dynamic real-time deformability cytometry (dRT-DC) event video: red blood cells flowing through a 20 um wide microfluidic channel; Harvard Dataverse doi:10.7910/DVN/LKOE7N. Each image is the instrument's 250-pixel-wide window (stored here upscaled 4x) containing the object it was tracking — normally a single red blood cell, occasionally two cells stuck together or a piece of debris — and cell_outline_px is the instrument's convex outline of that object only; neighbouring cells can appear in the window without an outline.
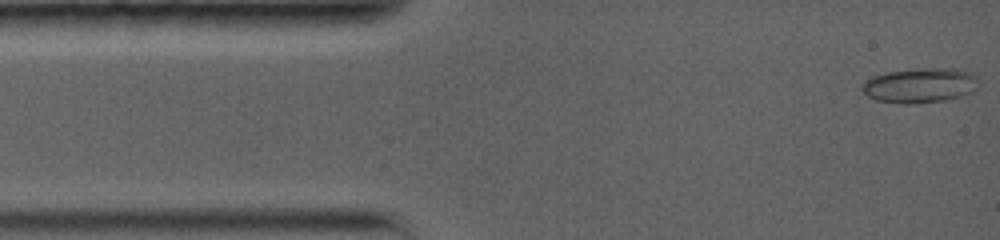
{"species": "common noctule bat (a hibernating species)", "species_latin": "Nyctalus noctula", "temperature_condition": "warm", "stored_images_in_passage": 6, "camera_frame_rate_fps": 5000, "um_per_image_px": 0.085, "animal": {"sex": "female", "body_mass_g": 19.0, "forearm_length_mm": 56.7}, "frame": {"image": 1, "passage_image": 1, "time_ms": 0.0, "image_size_px": [1000, 240], "cell_outline_px": [[976, 76], [952, 96], [940, 100], [876, 100], [868, 96], [860, 88], [860, 84], [864, 80], [872, 76], [884, 72], [916, 68], [956, 68], [972, 72]], "centroid_in_image_um": [77.91, 7.14], "position_along_channel_um": 7.1, "area_um2": 21.27}}
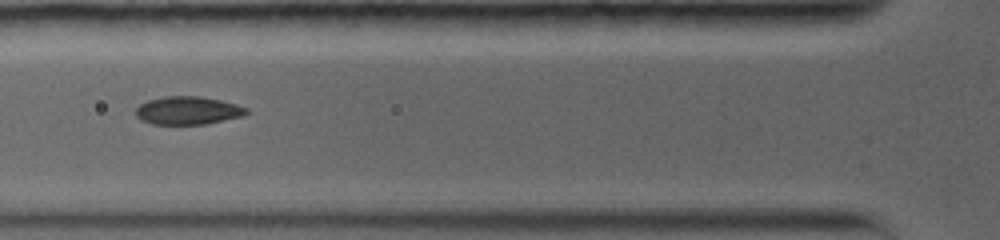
{"frame": {"image": 2, "passage_image": 5, "time_ms": 4.6, "image_size_px": [1000, 240], "cell_outline_px": [[248, 112], [244, 116], [208, 124], [152, 124], [140, 120], [136, 116], [136, 108], [140, 104], [148, 100], [164, 96], [200, 96], [220, 100], [236, 104], [248, 108]], "centroid_in_image_um": [15.98, 9.4], "position_along_channel_um": 109.8, "area_um2": 18.26}}
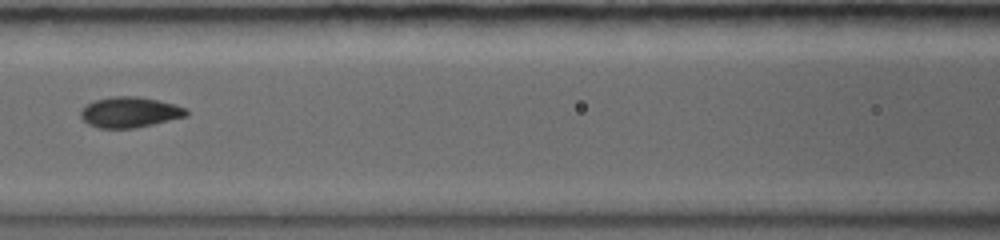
{"frame": {"image": 3, "passage_image": 6, "time_ms": 5.8, "image_size_px": [1000, 240], "cell_outline_px": [[188, 116], [152, 124], [132, 128], [100, 128], [88, 124], [80, 116], [80, 112], [88, 104], [96, 100], [112, 96], [140, 96], [188, 108]], "centroid_in_image_um": [11.05, 9.53], "position_along_channel_um": 155.6, "area_um2": 18.61}}